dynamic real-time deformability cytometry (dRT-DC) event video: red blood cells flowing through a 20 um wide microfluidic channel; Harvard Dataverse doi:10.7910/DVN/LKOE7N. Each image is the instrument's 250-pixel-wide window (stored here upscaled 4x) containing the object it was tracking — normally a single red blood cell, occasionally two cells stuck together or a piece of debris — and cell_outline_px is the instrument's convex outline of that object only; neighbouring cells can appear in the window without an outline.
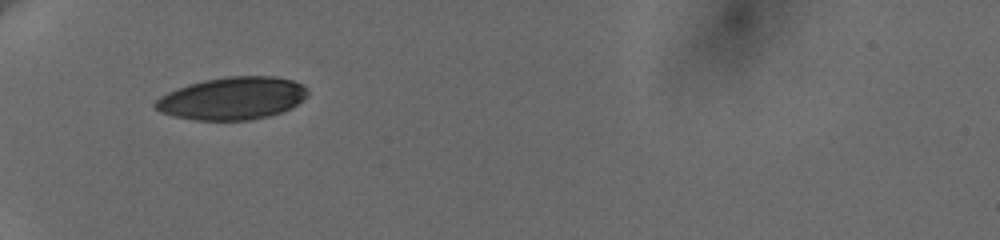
{"species": "human", "species_latin": "Homo sapiens", "temperature_condition": "cold", "stored_images_in_passage": 10, "camera_frame_rate_fps": 3000, "um_per_image_px": 0.085, "donor": {"sex": "female"}, "frame": {"image": 1, "passage_image": 1, "time_ms": 0.0, "image_size_px": [1000, 240], "cell_outline_px": [[308, 96], [292, 108], [268, 116], [248, 120], [192, 120], [172, 116], [160, 112], [152, 104], [160, 96], [176, 88], [188, 84], [204, 80], [228, 76], [276, 76], [292, 80], [304, 84], [308, 88]], "centroid_in_image_um": [19.75, 8.35], "position_along_channel_um": 65.2, "area_um2": 38.15}}
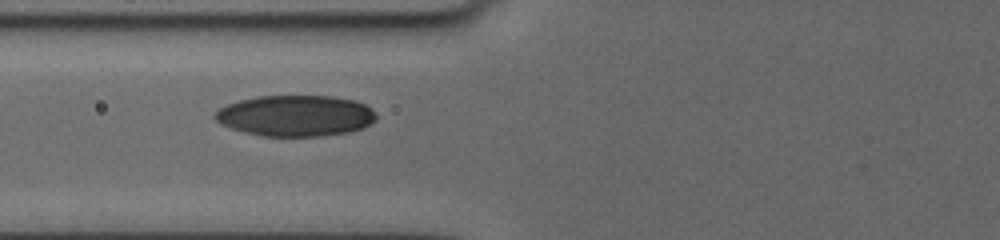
{"frame": {"image": 2, "passage_image": 9, "time_ms": 1.333, "image_size_px": [1000, 240], "cell_outline_px": [[376, 120], [364, 128], [348, 132], [320, 136], [260, 136], [244, 132], [220, 124], [212, 116], [220, 108], [228, 104], [240, 100], [256, 96], [332, 96], [356, 100], [372, 108], [376, 112]], "centroid_in_image_um": [25.14, 9.83], "position_along_channel_um": 100.7, "area_um2": 38.78}}